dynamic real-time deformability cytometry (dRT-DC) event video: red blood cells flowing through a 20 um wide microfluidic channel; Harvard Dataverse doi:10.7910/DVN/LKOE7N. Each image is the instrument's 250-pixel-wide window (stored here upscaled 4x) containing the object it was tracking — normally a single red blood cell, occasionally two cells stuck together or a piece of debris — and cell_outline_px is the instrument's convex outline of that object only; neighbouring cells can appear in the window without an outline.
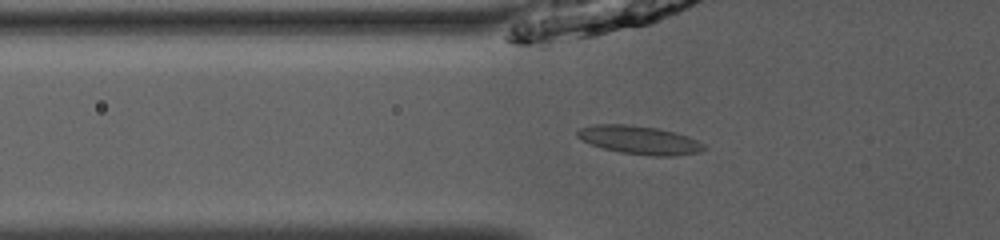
{"species": "common noctule bat (a hibernating species)", "species_latin": "Nyctalus noctula", "temperature_condition": "room temperature", "stored_images_in_passage": 37, "camera_frame_rate_fps": 3000, "um_per_image_px": 0.085, "animal": {"sex": "male", "body_mass_g": 13.0, "forearm_length_mm": 53.1}, "frame": {"image": 1, "passage_image": 8, "time_ms": 2.333, "image_size_px": [1000, 240], "cell_outline_px": [[708, 148], [700, 152], [672, 156], [652, 156], [620, 152], [604, 148], [592, 144], [576, 136], [576, 132], [580, 128], [596, 124], [628, 124], [656, 128], [676, 132], [688, 136], [704, 144]], "centroid_in_image_um": [54.39, 11.9], "position_along_channel_um": 71.4, "area_um2": 20.87}}
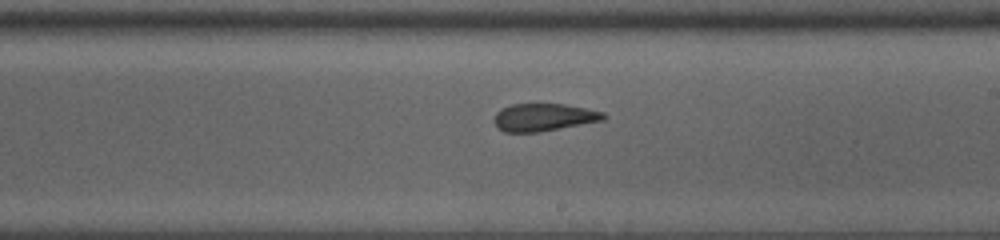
{"frame": {"image": 2, "passage_image": 21, "time_ms": 6.667, "image_size_px": [1000, 240], "cell_outline_px": [[608, 116], [604, 120], [540, 132], [504, 132], [496, 124], [496, 112], [512, 104], [564, 104], [604, 112]], "centroid_in_image_um": [46.28, 9.97], "position_along_channel_um": 242.7, "area_um2": 17.34}}
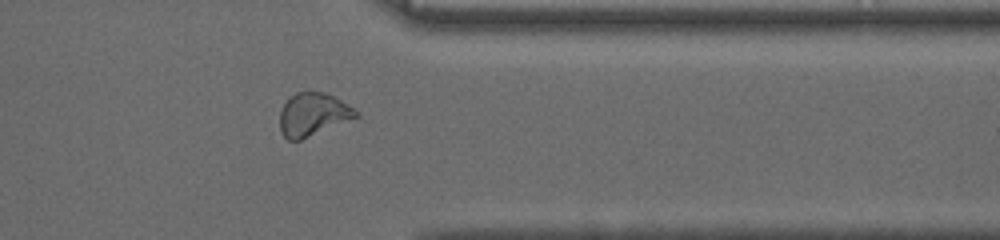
{"frame": {"image": 3, "passage_image": 32, "time_ms": 10.333, "image_size_px": [1000, 240], "cell_outline_px": [[360, 116], [300, 140], [288, 140], [280, 132], [280, 112], [284, 104], [296, 92], [324, 92], [340, 100], [360, 112]], "centroid_in_image_um": [26.61, 9.74], "position_along_channel_um": 384.8, "area_um2": 18.84}}